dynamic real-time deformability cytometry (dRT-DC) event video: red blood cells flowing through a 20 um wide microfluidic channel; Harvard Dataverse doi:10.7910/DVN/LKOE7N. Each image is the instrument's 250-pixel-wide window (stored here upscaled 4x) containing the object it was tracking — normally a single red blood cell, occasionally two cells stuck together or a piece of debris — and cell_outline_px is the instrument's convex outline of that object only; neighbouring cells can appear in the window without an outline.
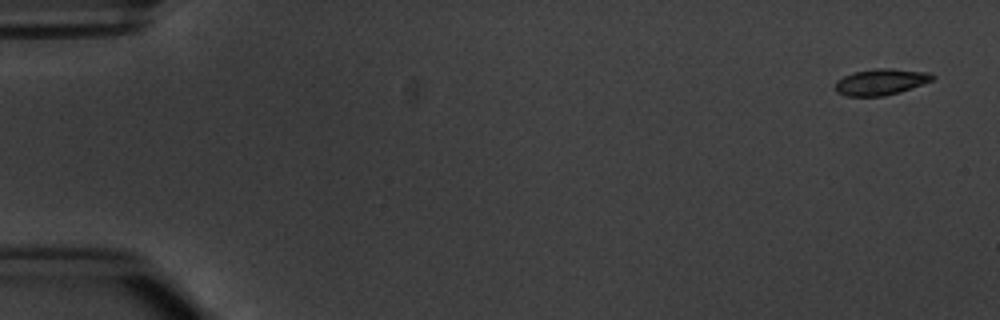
{"species": "common noctule bat (a hibernating species)", "species_latin": "Nyctalus noctula", "temperature_condition": "warm", "stored_images_in_passage": 5, "camera_frame_rate_fps": 3000, "um_per_image_px": 0.085, "animal": {"sex": "male", "body_mass_g": 20.1, "forearm_length_mm": 53.5}, "frame": {"image": 1, "passage_image": 1, "time_ms": 0.0, "image_size_px": [1000, 320], "cell_outline_px": [[936, 76], [932, 80], [900, 92], [884, 96], [848, 96], [836, 92], [836, 80], [844, 76], [856, 72], [876, 68], [892, 68], [932, 72]], "centroid_in_image_um": [74.91, 6.95], "position_along_channel_um": 10.1, "area_um2": 14.85}}
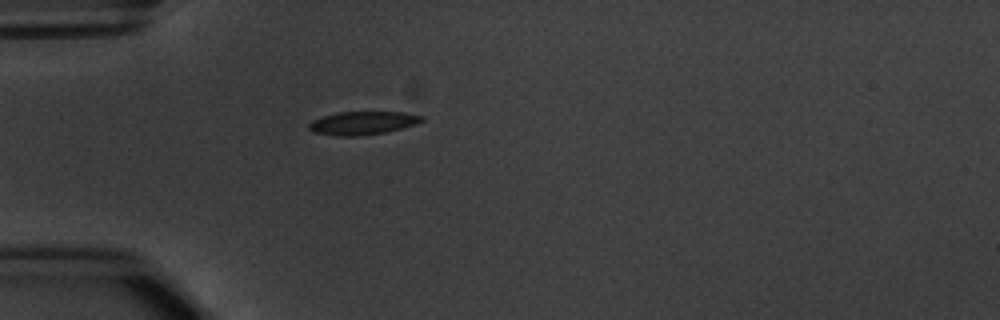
{"frame": {"image": 2, "passage_image": 5, "time_ms": 4.667, "image_size_px": [1000, 320], "cell_outline_px": [[424, 120], [416, 124], [384, 132], [360, 136], [336, 136], [312, 132], [308, 128], [308, 124], [312, 120], [336, 112], [404, 112], [424, 116]], "centroid_in_image_um": [30.8, 10.45], "position_along_channel_um": 54.2, "area_um2": 15.32}}